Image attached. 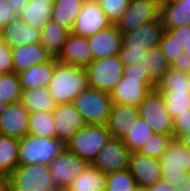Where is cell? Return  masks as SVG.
<instances>
[{"label":"cell","mask_w":190,"mask_h":191,"mask_svg":"<svg viewBox=\"0 0 190 191\" xmlns=\"http://www.w3.org/2000/svg\"><path fill=\"white\" fill-rule=\"evenodd\" d=\"M130 154L122 139L111 138L91 165L106 174L126 170Z\"/></svg>","instance_id":"4fadbf2b"},{"label":"cell","mask_w":190,"mask_h":191,"mask_svg":"<svg viewBox=\"0 0 190 191\" xmlns=\"http://www.w3.org/2000/svg\"><path fill=\"white\" fill-rule=\"evenodd\" d=\"M171 69L190 73V57L182 53L171 62Z\"/></svg>","instance_id":"ee69618b"},{"label":"cell","mask_w":190,"mask_h":191,"mask_svg":"<svg viewBox=\"0 0 190 191\" xmlns=\"http://www.w3.org/2000/svg\"><path fill=\"white\" fill-rule=\"evenodd\" d=\"M85 69L90 87L110 93L123 77L124 65L119 56L115 55L109 58L93 60L85 66Z\"/></svg>","instance_id":"ba28073f"},{"label":"cell","mask_w":190,"mask_h":191,"mask_svg":"<svg viewBox=\"0 0 190 191\" xmlns=\"http://www.w3.org/2000/svg\"><path fill=\"white\" fill-rule=\"evenodd\" d=\"M161 8L149 0H130L125 14L114 26L121 33L134 30L143 23L161 20Z\"/></svg>","instance_id":"8fae6325"},{"label":"cell","mask_w":190,"mask_h":191,"mask_svg":"<svg viewBox=\"0 0 190 191\" xmlns=\"http://www.w3.org/2000/svg\"><path fill=\"white\" fill-rule=\"evenodd\" d=\"M60 191H71L68 188L61 189Z\"/></svg>","instance_id":"6f0895ef"},{"label":"cell","mask_w":190,"mask_h":191,"mask_svg":"<svg viewBox=\"0 0 190 191\" xmlns=\"http://www.w3.org/2000/svg\"><path fill=\"white\" fill-rule=\"evenodd\" d=\"M177 191H190V175L186 182L180 184V187L176 188Z\"/></svg>","instance_id":"f5cc1de1"},{"label":"cell","mask_w":190,"mask_h":191,"mask_svg":"<svg viewBox=\"0 0 190 191\" xmlns=\"http://www.w3.org/2000/svg\"><path fill=\"white\" fill-rule=\"evenodd\" d=\"M183 52L190 57V26L188 25V39L183 46Z\"/></svg>","instance_id":"816d5d0a"},{"label":"cell","mask_w":190,"mask_h":191,"mask_svg":"<svg viewBox=\"0 0 190 191\" xmlns=\"http://www.w3.org/2000/svg\"><path fill=\"white\" fill-rule=\"evenodd\" d=\"M0 39L9 48L29 43H40V30L21 21L19 16H15L12 21L0 31Z\"/></svg>","instance_id":"44dd1931"},{"label":"cell","mask_w":190,"mask_h":191,"mask_svg":"<svg viewBox=\"0 0 190 191\" xmlns=\"http://www.w3.org/2000/svg\"><path fill=\"white\" fill-rule=\"evenodd\" d=\"M174 138L190 132V108L173 120Z\"/></svg>","instance_id":"60d3db41"},{"label":"cell","mask_w":190,"mask_h":191,"mask_svg":"<svg viewBox=\"0 0 190 191\" xmlns=\"http://www.w3.org/2000/svg\"><path fill=\"white\" fill-rule=\"evenodd\" d=\"M171 140L172 137L170 135L153 133L139 149L138 153L159 160Z\"/></svg>","instance_id":"8d00e7d4"},{"label":"cell","mask_w":190,"mask_h":191,"mask_svg":"<svg viewBox=\"0 0 190 191\" xmlns=\"http://www.w3.org/2000/svg\"><path fill=\"white\" fill-rule=\"evenodd\" d=\"M7 104L0 100V114L6 109Z\"/></svg>","instance_id":"11a10c76"},{"label":"cell","mask_w":190,"mask_h":191,"mask_svg":"<svg viewBox=\"0 0 190 191\" xmlns=\"http://www.w3.org/2000/svg\"><path fill=\"white\" fill-rule=\"evenodd\" d=\"M111 138L106 125H86L67 142L65 148L92 164Z\"/></svg>","instance_id":"8992f818"},{"label":"cell","mask_w":190,"mask_h":191,"mask_svg":"<svg viewBox=\"0 0 190 191\" xmlns=\"http://www.w3.org/2000/svg\"><path fill=\"white\" fill-rule=\"evenodd\" d=\"M19 139L0 134V175L9 176L17 169Z\"/></svg>","instance_id":"4dcf8cb0"},{"label":"cell","mask_w":190,"mask_h":191,"mask_svg":"<svg viewBox=\"0 0 190 191\" xmlns=\"http://www.w3.org/2000/svg\"><path fill=\"white\" fill-rule=\"evenodd\" d=\"M137 186L129 169L107 174L106 191H133Z\"/></svg>","instance_id":"74e56055"},{"label":"cell","mask_w":190,"mask_h":191,"mask_svg":"<svg viewBox=\"0 0 190 191\" xmlns=\"http://www.w3.org/2000/svg\"><path fill=\"white\" fill-rule=\"evenodd\" d=\"M88 87L90 85L85 67L59 62L48 85L49 93L57 105L72 103Z\"/></svg>","instance_id":"6da1fadb"},{"label":"cell","mask_w":190,"mask_h":191,"mask_svg":"<svg viewBox=\"0 0 190 191\" xmlns=\"http://www.w3.org/2000/svg\"><path fill=\"white\" fill-rule=\"evenodd\" d=\"M139 116L154 133L174 138L173 119L166 109L162 94L155 88L139 106Z\"/></svg>","instance_id":"9c48e42d"},{"label":"cell","mask_w":190,"mask_h":191,"mask_svg":"<svg viewBox=\"0 0 190 191\" xmlns=\"http://www.w3.org/2000/svg\"><path fill=\"white\" fill-rule=\"evenodd\" d=\"M61 189L58 188L55 185H51V186H47L44 187L42 190L40 191H60ZM8 191H33V190H23L17 187H14L10 182H9V190Z\"/></svg>","instance_id":"c3c4849f"},{"label":"cell","mask_w":190,"mask_h":191,"mask_svg":"<svg viewBox=\"0 0 190 191\" xmlns=\"http://www.w3.org/2000/svg\"><path fill=\"white\" fill-rule=\"evenodd\" d=\"M89 165L87 161L64 148L49 164L54 185L60 189L68 188L73 180Z\"/></svg>","instance_id":"30bf717a"},{"label":"cell","mask_w":190,"mask_h":191,"mask_svg":"<svg viewBox=\"0 0 190 191\" xmlns=\"http://www.w3.org/2000/svg\"><path fill=\"white\" fill-rule=\"evenodd\" d=\"M111 25L96 0H85L71 33L81 37H90Z\"/></svg>","instance_id":"5bb4252c"},{"label":"cell","mask_w":190,"mask_h":191,"mask_svg":"<svg viewBox=\"0 0 190 191\" xmlns=\"http://www.w3.org/2000/svg\"><path fill=\"white\" fill-rule=\"evenodd\" d=\"M65 148L57 138L25 135L19 139V166L50 164Z\"/></svg>","instance_id":"5b68a950"},{"label":"cell","mask_w":190,"mask_h":191,"mask_svg":"<svg viewBox=\"0 0 190 191\" xmlns=\"http://www.w3.org/2000/svg\"><path fill=\"white\" fill-rule=\"evenodd\" d=\"M12 72L17 74L27 70L31 66L49 61L52 56L40 43H29L13 47Z\"/></svg>","instance_id":"ffe728a7"},{"label":"cell","mask_w":190,"mask_h":191,"mask_svg":"<svg viewBox=\"0 0 190 191\" xmlns=\"http://www.w3.org/2000/svg\"><path fill=\"white\" fill-rule=\"evenodd\" d=\"M68 189L71 191H106L107 174L89 164L87 168L72 181Z\"/></svg>","instance_id":"f546056e"},{"label":"cell","mask_w":190,"mask_h":191,"mask_svg":"<svg viewBox=\"0 0 190 191\" xmlns=\"http://www.w3.org/2000/svg\"><path fill=\"white\" fill-rule=\"evenodd\" d=\"M12 72V50L0 39V74Z\"/></svg>","instance_id":"b9f144b4"},{"label":"cell","mask_w":190,"mask_h":191,"mask_svg":"<svg viewBox=\"0 0 190 191\" xmlns=\"http://www.w3.org/2000/svg\"><path fill=\"white\" fill-rule=\"evenodd\" d=\"M59 63L83 66L90 64L93 60V53L89 46L88 37H81L70 33L65 40L59 56L56 58Z\"/></svg>","instance_id":"ac0fdd59"},{"label":"cell","mask_w":190,"mask_h":191,"mask_svg":"<svg viewBox=\"0 0 190 191\" xmlns=\"http://www.w3.org/2000/svg\"><path fill=\"white\" fill-rule=\"evenodd\" d=\"M16 16H19L30 0H6Z\"/></svg>","instance_id":"7dc6e473"},{"label":"cell","mask_w":190,"mask_h":191,"mask_svg":"<svg viewBox=\"0 0 190 191\" xmlns=\"http://www.w3.org/2000/svg\"><path fill=\"white\" fill-rule=\"evenodd\" d=\"M53 2L50 0H30L19 15L21 21L40 30L51 19Z\"/></svg>","instance_id":"4316f807"},{"label":"cell","mask_w":190,"mask_h":191,"mask_svg":"<svg viewBox=\"0 0 190 191\" xmlns=\"http://www.w3.org/2000/svg\"><path fill=\"white\" fill-rule=\"evenodd\" d=\"M22 89L19 76L15 72L0 74V100L12 104L21 100Z\"/></svg>","instance_id":"e575fe53"},{"label":"cell","mask_w":190,"mask_h":191,"mask_svg":"<svg viewBox=\"0 0 190 191\" xmlns=\"http://www.w3.org/2000/svg\"><path fill=\"white\" fill-rule=\"evenodd\" d=\"M152 3H155L158 7L162 8L166 5L170 0H149Z\"/></svg>","instance_id":"db71d44e"},{"label":"cell","mask_w":190,"mask_h":191,"mask_svg":"<svg viewBox=\"0 0 190 191\" xmlns=\"http://www.w3.org/2000/svg\"><path fill=\"white\" fill-rule=\"evenodd\" d=\"M156 86L138 68V64L124 66L123 77L110 92L113 104L140 106Z\"/></svg>","instance_id":"3957f363"},{"label":"cell","mask_w":190,"mask_h":191,"mask_svg":"<svg viewBox=\"0 0 190 191\" xmlns=\"http://www.w3.org/2000/svg\"><path fill=\"white\" fill-rule=\"evenodd\" d=\"M158 91L190 92V73L169 69L157 84Z\"/></svg>","instance_id":"836d02e7"},{"label":"cell","mask_w":190,"mask_h":191,"mask_svg":"<svg viewBox=\"0 0 190 191\" xmlns=\"http://www.w3.org/2000/svg\"><path fill=\"white\" fill-rule=\"evenodd\" d=\"M175 40H177L180 44H184L187 42L188 39V25L186 26H179L175 28H171L166 30Z\"/></svg>","instance_id":"f6af8a7d"},{"label":"cell","mask_w":190,"mask_h":191,"mask_svg":"<svg viewBox=\"0 0 190 191\" xmlns=\"http://www.w3.org/2000/svg\"><path fill=\"white\" fill-rule=\"evenodd\" d=\"M138 68L155 85L162 80L164 74L171 68V63L159 45L153 46L143 53L137 61Z\"/></svg>","instance_id":"7402d4cb"},{"label":"cell","mask_w":190,"mask_h":191,"mask_svg":"<svg viewBox=\"0 0 190 191\" xmlns=\"http://www.w3.org/2000/svg\"><path fill=\"white\" fill-rule=\"evenodd\" d=\"M20 102L29 113L36 111H53L57 107V103L49 93L48 87L22 90Z\"/></svg>","instance_id":"83f0119b"},{"label":"cell","mask_w":190,"mask_h":191,"mask_svg":"<svg viewBox=\"0 0 190 191\" xmlns=\"http://www.w3.org/2000/svg\"><path fill=\"white\" fill-rule=\"evenodd\" d=\"M56 138L64 145L87 124L72 103L60 104L53 110Z\"/></svg>","instance_id":"9a60e30c"},{"label":"cell","mask_w":190,"mask_h":191,"mask_svg":"<svg viewBox=\"0 0 190 191\" xmlns=\"http://www.w3.org/2000/svg\"><path fill=\"white\" fill-rule=\"evenodd\" d=\"M12 7L6 0H0V31L15 17Z\"/></svg>","instance_id":"7bdbcfd3"},{"label":"cell","mask_w":190,"mask_h":191,"mask_svg":"<svg viewBox=\"0 0 190 191\" xmlns=\"http://www.w3.org/2000/svg\"><path fill=\"white\" fill-rule=\"evenodd\" d=\"M164 32L161 20L143 23L134 30L122 34V48L118 52L124 66L136 64L143 53L160 44Z\"/></svg>","instance_id":"7a4b0ae2"},{"label":"cell","mask_w":190,"mask_h":191,"mask_svg":"<svg viewBox=\"0 0 190 191\" xmlns=\"http://www.w3.org/2000/svg\"><path fill=\"white\" fill-rule=\"evenodd\" d=\"M128 169L134 177L137 186L146 188L161 180L160 161L138 152L130 154Z\"/></svg>","instance_id":"2e32d148"},{"label":"cell","mask_w":190,"mask_h":191,"mask_svg":"<svg viewBox=\"0 0 190 191\" xmlns=\"http://www.w3.org/2000/svg\"><path fill=\"white\" fill-rule=\"evenodd\" d=\"M27 134L56 138L53 111H36L29 113Z\"/></svg>","instance_id":"1f68e13d"},{"label":"cell","mask_w":190,"mask_h":191,"mask_svg":"<svg viewBox=\"0 0 190 191\" xmlns=\"http://www.w3.org/2000/svg\"><path fill=\"white\" fill-rule=\"evenodd\" d=\"M186 148L190 149V132L180 134L177 138Z\"/></svg>","instance_id":"681fc988"},{"label":"cell","mask_w":190,"mask_h":191,"mask_svg":"<svg viewBox=\"0 0 190 191\" xmlns=\"http://www.w3.org/2000/svg\"><path fill=\"white\" fill-rule=\"evenodd\" d=\"M111 24H115L126 12L130 0H96Z\"/></svg>","instance_id":"f35d334b"},{"label":"cell","mask_w":190,"mask_h":191,"mask_svg":"<svg viewBox=\"0 0 190 191\" xmlns=\"http://www.w3.org/2000/svg\"><path fill=\"white\" fill-rule=\"evenodd\" d=\"M87 125H106L113 105L110 93L88 87L72 102Z\"/></svg>","instance_id":"52a82bcc"},{"label":"cell","mask_w":190,"mask_h":191,"mask_svg":"<svg viewBox=\"0 0 190 191\" xmlns=\"http://www.w3.org/2000/svg\"><path fill=\"white\" fill-rule=\"evenodd\" d=\"M29 112L21 102L8 104L0 114V134L21 139L28 133Z\"/></svg>","instance_id":"e0dca14e"},{"label":"cell","mask_w":190,"mask_h":191,"mask_svg":"<svg viewBox=\"0 0 190 191\" xmlns=\"http://www.w3.org/2000/svg\"><path fill=\"white\" fill-rule=\"evenodd\" d=\"M8 179L14 187L23 190L40 191L44 187L54 185L48 164L18 166Z\"/></svg>","instance_id":"7c38bea8"},{"label":"cell","mask_w":190,"mask_h":191,"mask_svg":"<svg viewBox=\"0 0 190 191\" xmlns=\"http://www.w3.org/2000/svg\"><path fill=\"white\" fill-rule=\"evenodd\" d=\"M85 0H55L51 20L72 31Z\"/></svg>","instance_id":"f1b7e54d"},{"label":"cell","mask_w":190,"mask_h":191,"mask_svg":"<svg viewBox=\"0 0 190 191\" xmlns=\"http://www.w3.org/2000/svg\"><path fill=\"white\" fill-rule=\"evenodd\" d=\"M70 33V31L50 19L40 31V44L53 58H57Z\"/></svg>","instance_id":"484cf974"},{"label":"cell","mask_w":190,"mask_h":191,"mask_svg":"<svg viewBox=\"0 0 190 191\" xmlns=\"http://www.w3.org/2000/svg\"><path fill=\"white\" fill-rule=\"evenodd\" d=\"M146 191H177L176 188L170 186L163 180H159L151 186L146 187Z\"/></svg>","instance_id":"bcb514c9"},{"label":"cell","mask_w":190,"mask_h":191,"mask_svg":"<svg viewBox=\"0 0 190 191\" xmlns=\"http://www.w3.org/2000/svg\"><path fill=\"white\" fill-rule=\"evenodd\" d=\"M94 60L118 55L122 48V34L114 24L88 37Z\"/></svg>","instance_id":"d6986e66"},{"label":"cell","mask_w":190,"mask_h":191,"mask_svg":"<svg viewBox=\"0 0 190 191\" xmlns=\"http://www.w3.org/2000/svg\"><path fill=\"white\" fill-rule=\"evenodd\" d=\"M133 191H146V188L142 186H136V188Z\"/></svg>","instance_id":"9f6ffc18"},{"label":"cell","mask_w":190,"mask_h":191,"mask_svg":"<svg viewBox=\"0 0 190 191\" xmlns=\"http://www.w3.org/2000/svg\"><path fill=\"white\" fill-rule=\"evenodd\" d=\"M9 190V179L7 176L0 175V191Z\"/></svg>","instance_id":"f907efd6"},{"label":"cell","mask_w":190,"mask_h":191,"mask_svg":"<svg viewBox=\"0 0 190 191\" xmlns=\"http://www.w3.org/2000/svg\"><path fill=\"white\" fill-rule=\"evenodd\" d=\"M153 133L154 131L148 123L139 117L132 122L130 131L122 141L131 153L138 152Z\"/></svg>","instance_id":"d6a6232c"},{"label":"cell","mask_w":190,"mask_h":191,"mask_svg":"<svg viewBox=\"0 0 190 191\" xmlns=\"http://www.w3.org/2000/svg\"><path fill=\"white\" fill-rule=\"evenodd\" d=\"M160 18L164 30L190 26V0H170L161 8Z\"/></svg>","instance_id":"d4e9b609"},{"label":"cell","mask_w":190,"mask_h":191,"mask_svg":"<svg viewBox=\"0 0 190 191\" xmlns=\"http://www.w3.org/2000/svg\"><path fill=\"white\" fill-rule=\"evenodd\" d=\"M159 46L170 63L184 53L183 44L175 40L166 30L162 33Z\"/></svg>","instance_id":"ab89813d"},{"label":"cell","mask_w":190,"mask_h":191,"mask_svg":"<svg viewBox=\"0 0 190 191\" xmlns=\"http://www.w3.org/2000/svg\"><path fill=\"white\" fill-rule=\"evenodd\" d=\"M164 99L165 106L174 120L181 113L190 108V92L159 91Z\"/></svg>","instance_id":"d590c367"},{"label":"cell","mask_w":190,"mask_h":191,"mask_svg":"<svg viewBox=\"0 0 190 191\" xmlns=\"http://www.w3.org/2000/svg\"><path fill=\"white\" fill-rule=\"evenodd\" d=\"M56 58L49 61L31 66L27 70L18 74L22 90L33 89L37 87H48L57 64Z\"/></svg>","instance_id":"cb8c5ba5"},{"label":"cell","mask_w":190,"mask_h":191,"mask_svg":"<svg viewBox=\"0 0 190 191\" xmlns=\"http://www.w3.org/2000/svg\"><path fill=\"white\" fill-rule=\"evenodd\" d=\"M161 164V180L177 188L186 182L190 175V149L176 138H172L166 151L159 159Z\"/></svg>","instance_id":"277c9868"},{"label":"cell","mask_w":190,"mask_h":191,"mask_svg":"<svg viewBox=\"0 0 190 191\" xmlns=\"http://www.w3.org/2000/svg\"><path fill=\"white\" fill-rule=\"evenodd\" d=\"M139 107L127 104H113L106 124L112 138L123 139L132 122L138 119Z\"/></svg>","instance_id":"603a6c76"}]
</instances>
